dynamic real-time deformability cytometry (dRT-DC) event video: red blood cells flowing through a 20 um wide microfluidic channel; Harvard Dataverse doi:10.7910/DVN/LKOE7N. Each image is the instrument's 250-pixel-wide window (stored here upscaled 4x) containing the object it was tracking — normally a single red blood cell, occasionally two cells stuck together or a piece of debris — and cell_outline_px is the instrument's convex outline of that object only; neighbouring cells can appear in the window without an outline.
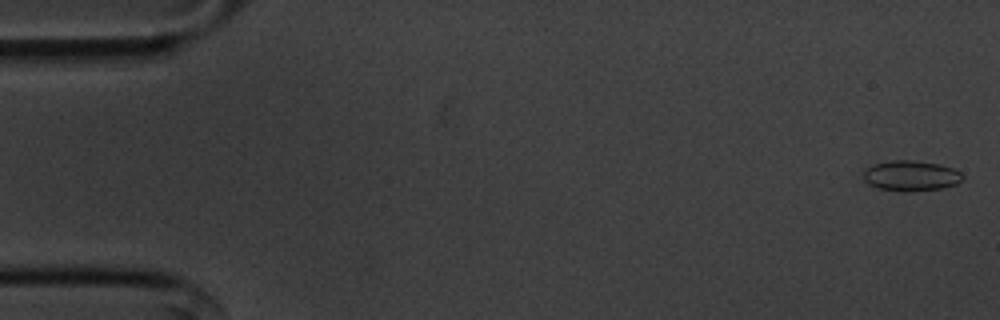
{"species": "common noctule bat (a hibernating species)", "species_latin": "Nyctalus noctula", "temperature_condition": "cold", "stored_images_in_passage": 55, "camera_frame_rate_fps": 3000, "um_per_image_px": 0.085, "animal": {"sex": "male", "body_mass_g": 20.1, "forearm_length_mm": 53.5}, "frame": {"image": 1, "passage_image": 1, "time_ms": 0.0, "image_size_px": [1000, 320], "cell_outline_px": [[964, 176], [956, 184], [944, 188], [904, 192], [880, 188], [868, 184], [864, 180], [864, 168], [876, 164], [892, 160], [912, 160], [940, 164], [952, 168], [960, 172]], "centroid_in_image_um": [77.43, 14.94], "position_along_channel_um": 7.6, "area_um2": 17.51}}
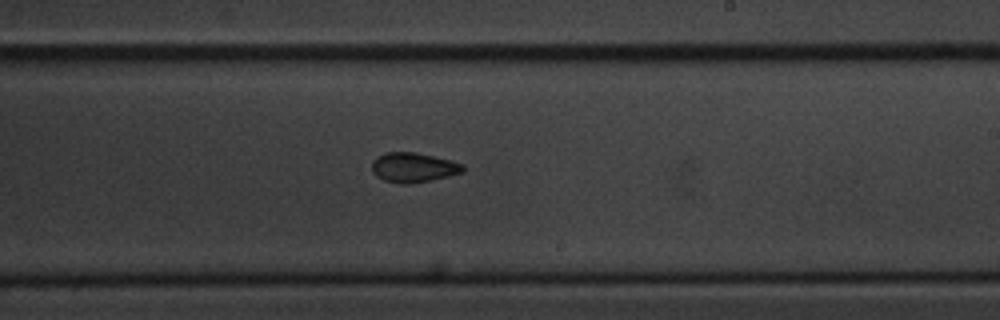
{"frame": {"image": 2, "passage_image": 32, "time_ms": 10.333, "image_size_px": [1000, 320], "cell_outline_px": [[464, 172], [448, 176], [428, 180], [404, 184], [384, 180], [376, 176], [372, 172], [372, 160], [376, 156], [384, 152], [416, 152], [464, 164]], "centroid_in_image_um": [35.1, 14.22], "position_along_channel_um": 253.9, "area_um2": 15.61}}
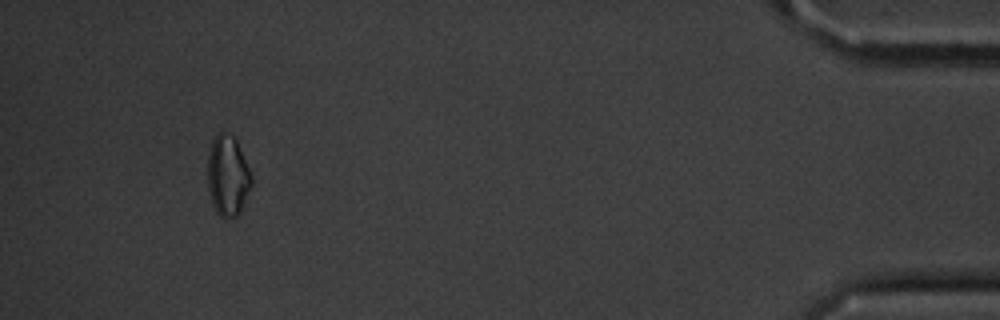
{"frame": {"image": 3, "passage_image": 51, "time_ms": 16.667, "image_size_px": [1000, 320], "cell_outline_px": [[252, 184], [240, 212], [236, 216], [220, 216], [216, 212], [212, 204], [208, 188], [208, 152], [212, 140], [220, 132], [224, 132], [232, 136], [236, 140], [252, 176]], "centroid_in_image_um": [19.35, 14.94], "position_along_channel_um": 415.9, "area_um2": 20.29}, "authors_computed_cell_mechanics": {"area_um2": 16.3574, "velocity_mm_per_s": 3.6344, "shape_relaxation_time_tau1_ms": 3.813, "shape_relaxation_time_tau2_ms": 4.2976, "deformation_change_tau1": 0.0805, "deformation_change_tau2": 0.0931}}